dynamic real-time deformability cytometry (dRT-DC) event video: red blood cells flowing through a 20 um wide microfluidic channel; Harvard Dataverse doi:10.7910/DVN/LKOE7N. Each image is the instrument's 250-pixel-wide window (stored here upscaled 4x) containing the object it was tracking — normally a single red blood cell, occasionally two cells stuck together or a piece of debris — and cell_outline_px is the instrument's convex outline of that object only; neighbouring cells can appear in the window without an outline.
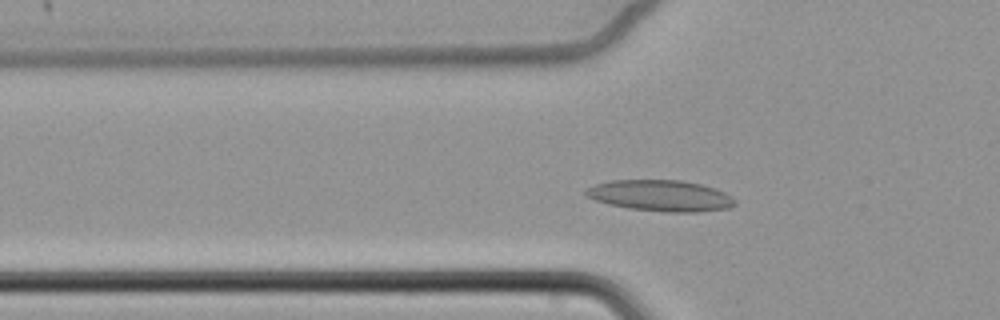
{"species": "common noctule bat (a hibernating species)", "species_latin": "Nyctalus noctula", "temperature_condition": "cold", "stored_images_in_passage": 54, "camera_frame_rate_fps": 3000, "um_per_image_px": 0.085, "animal": {"sex": "female", "body_mass_g": 22.7, "forearm_length_mm": 54.2}, "frame": {"image": 1, "passage_image": 13, "time_ms": 4.0, "image_size_px": [1000, 320], "cell_outline_px": [[736, 204], [728, 208], [696, 212], [664, 212], [628, 208], [608, 204], [596, 200], [588, 196], [584, 192], [588, 188], [596, 184], [612, 180], [680, 180], [700, 184], [716, 188], [732, 196], [736, 200]], "centroid_in_image_um": [56.19, 16.63], "position_along_channel_um": 69.6, "area_um2": 26.99}}
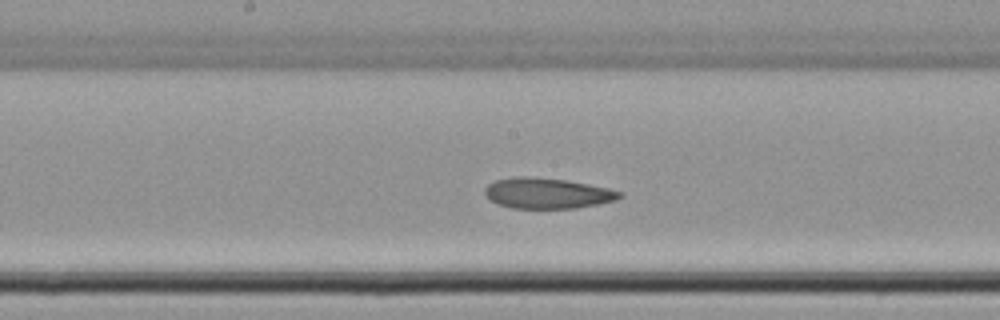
{"frame": {"image": 2, "passage_image": 25, "time_ms": 8.0, "image_size_px": [1000, 320], "cell_outline_px": [[624, 196], [616, 200], [576, 208], [512, 208], [500, 204], [492, 200], [484, 192], [484, 188], [488, 184], [496, 180], [512, 176], [532, 176], [564, 180], [588, 184], [608, 188], [620, 192]], "centroid_in_image_um": [46.51, 16.41], "position_along_channel_um": 201.7, "area_um2": 23.87}}
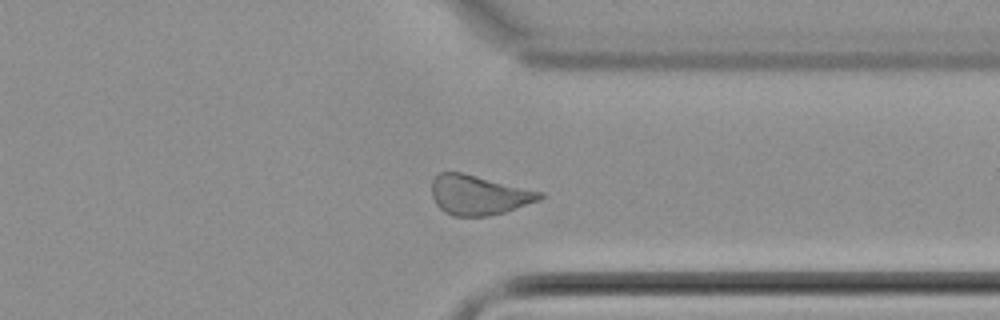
{"frame": {"image": 3, "passage_image": 40, "time_ms": 13.0, "image_size_px": [1000, 320], "cell_outline_px": [[544, 196], [540, 200], [504, 212], [488, 216], [452, 216], [444, 212], [436, 204], [432, 196], [432, 180], [440, 172], [460, 172], [544, 192]], "centroid_in_image_um": [40.68, 16.58], "position_along_channel_um": 370.7, "area_um2": 24.91}, "authors_computed_cell_mechanics": {"area_um2": 25.721, "velocity_mm_per_s": 3.3738, "shape_relaxation_time_tau1_ms": 5.3303, "shape_relaxation_time_tau2_ms": 4.8664, "deformation_change_tau1": 0.0954, "deformation_change_tau2": 0.0925}}